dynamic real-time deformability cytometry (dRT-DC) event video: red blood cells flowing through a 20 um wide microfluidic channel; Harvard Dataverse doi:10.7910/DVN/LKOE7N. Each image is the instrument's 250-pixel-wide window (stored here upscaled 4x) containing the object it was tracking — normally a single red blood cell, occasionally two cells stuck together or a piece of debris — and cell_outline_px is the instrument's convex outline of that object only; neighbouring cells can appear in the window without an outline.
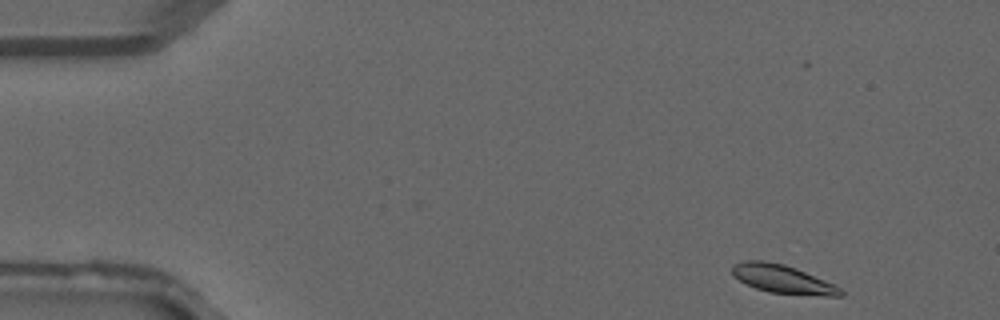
{"species": "common noctule bat (a hibernating species)", "species_latin": "Nyctalus noctula", "temperature_condition": "warm", "stored_images_in_passage": 39, "segment_of_instrument_passage": [1, 2], "camera_frame_rate_fps": 3000, "um_per_image_px": 0.085, "animal": {"sex": "male", "forearm_length_mm": 52.5}, "frame": {"image": 1, "passage_image": 1, "time_ms": 0.0, "image_size_px": [1000, 320], "cell_outline_px": [[844, 296], [824, 296], [768, 292], [756, 288], [732, 276], [732, 264], [744, 260], [764, 260], [784, 264], [796, 268], [824, 280], [840, 288], [844, 292]], "centroid_in_image_um": [66.5, 23.71], "position_along_channel_um": 18.5, "area_um2": 17.92}}
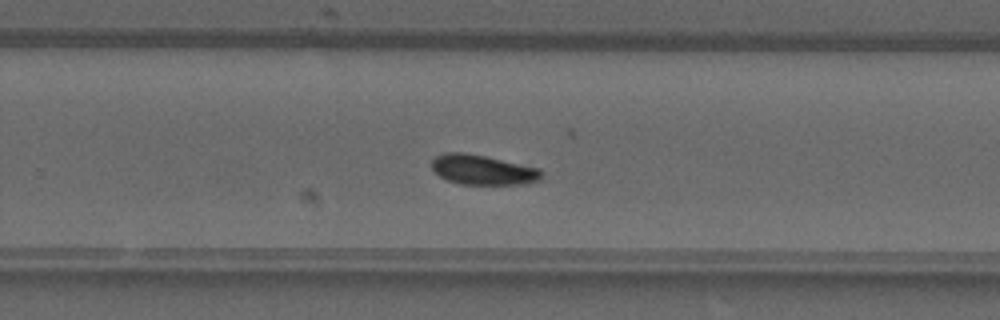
{"frame": {"image": 2, "passage_image": 23, "time_ms": 7.333, "image_size_px": [1000, 320], "cell_outline_px": [[540, 180], [524, 184], [460, 184], [448, 180], [440, 176], [432, 168], [432, 160], [436, 156], [444, 152], [464, 152], [484, 156], [540, 168]], "centroid_in_image_um": [41.01, 14.43], "position_along_channel_um": 288.8, "area_um2": 18.9}}
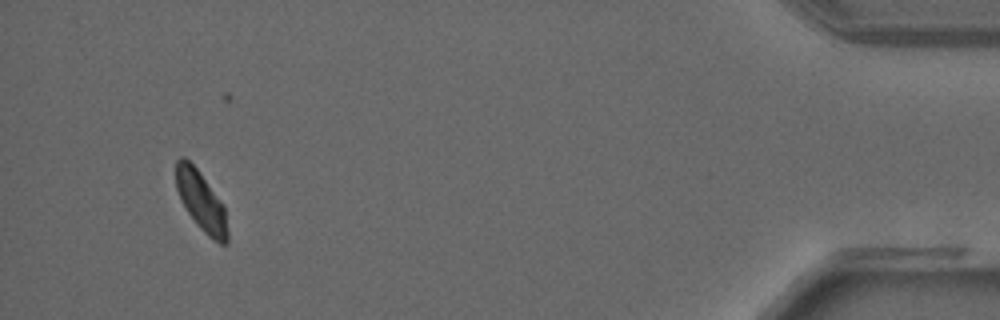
{"frame": {"image": 3, "passage_image": 35, "time_ms": 11.333, "image_size_px": [1000, 320], "cell_outline_px": [[228, 244], [220, 244], [212, 240], [200, 228], [188, 212], [176, 188], [176, 160], [180, 156], [184, 156], [196, 168], [224, 204], [228, 232]], "centroid_in_image_um": [17.12, 17.12], "position_along_channel_um": 418.1, "area_um2": 17.74}}